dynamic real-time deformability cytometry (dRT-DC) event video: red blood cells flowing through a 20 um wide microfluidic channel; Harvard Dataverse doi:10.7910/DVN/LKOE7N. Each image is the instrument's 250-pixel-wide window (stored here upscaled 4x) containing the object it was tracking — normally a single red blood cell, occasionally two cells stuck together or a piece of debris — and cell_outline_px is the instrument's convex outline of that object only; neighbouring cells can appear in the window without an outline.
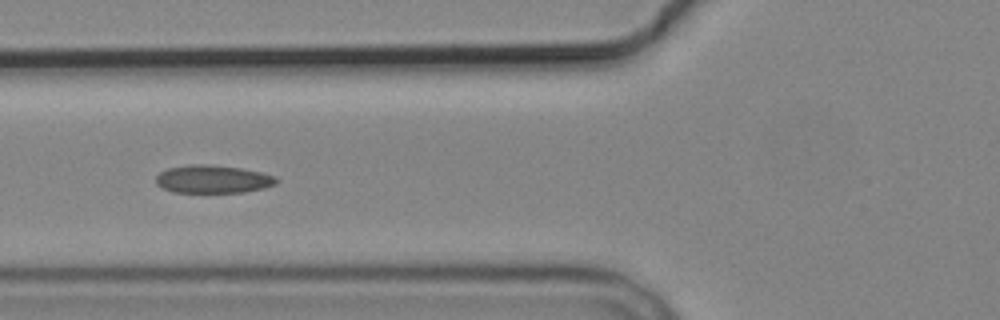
{"species": "common noctule bat (a hibernating species)", "species_latin": "Nyctalus noctula", "temperature_condition": "cold", "stored_images_in_passage": 9, "camera_frame_rate_fps": 3000, "um_per_image_px": 0.085, "animal": {"sex": "male", "body_mass_g": 19.2, "forearm_length_mm": 51.8}, "frame": {"image": 1, "passage_image": 6, "time_ms": 5.667, "image_size_px": [1000, 320], "cell_outline_px": [[280, 180], [276, 184], [264, 188], [244, 192], [172, 192], [156, 184], [156, 176], [160, 172], [168, 168], [192, 164], [208, 164], [240, 168], [260, 172], [276, 176]], "centroid_in_image_um": [18.12, 15.23], "position_along_channel_um": 107.7, "area_um2": 19.65}}
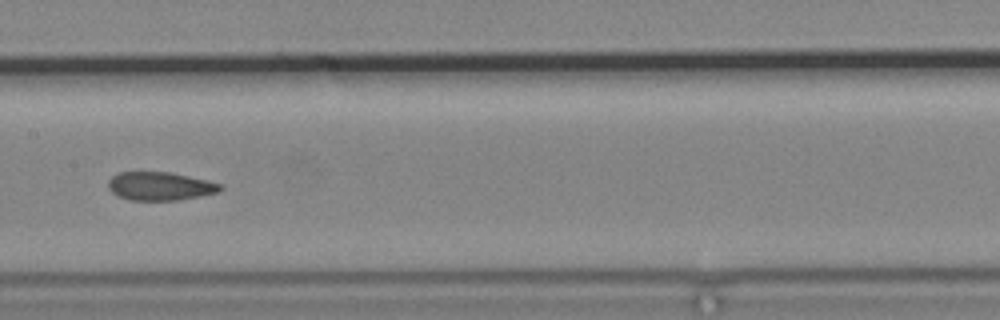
{"frame": {"image": 2, "passage_image": 8, "time_ms": 8.0, "image_size_px": [1000, 320], "cell_outline_px": [[224, 188], [220, 192], [200, 196], [176, 200], [128, 200], [116, 196], [108, 188], [108, 180], [112, 176], [120, 172], [168, 172], [188, 176], [220, 184]], "centroid_in_image_um": [13.57, 15.83], "position_along_channel_um": 193.8, "area_um2": 18.5}}
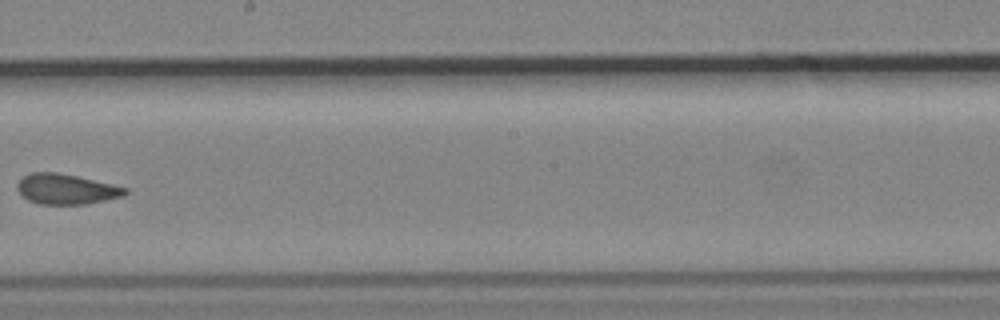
{"frame": {"image": 3, "passage_image": 9, "time_ms": 9.333, "image_size_px": [1000, 320], "cell_outline_px": [[128, 192], [124, 196], [84, 204], [40, 204], [28, 200], [16, 188], [16, 184], [24, 176], [32, 172], [56, 172], [76, 176], [112, 184], [128, 188]], "centroid_in_image_um": [5.63, 16.07], "position_along_channel_um": 242.6, "area_um2": 18.84}}